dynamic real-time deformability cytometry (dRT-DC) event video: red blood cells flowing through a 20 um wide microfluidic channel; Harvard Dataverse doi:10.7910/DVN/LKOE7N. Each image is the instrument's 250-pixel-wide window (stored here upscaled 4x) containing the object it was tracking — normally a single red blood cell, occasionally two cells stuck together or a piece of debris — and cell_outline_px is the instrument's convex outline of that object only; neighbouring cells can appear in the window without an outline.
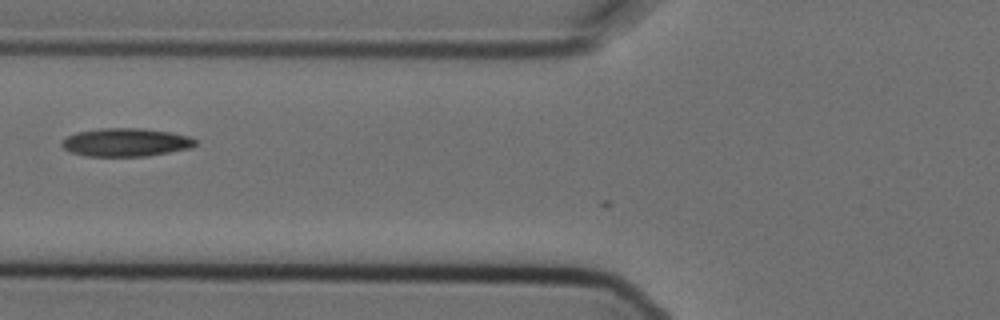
{"species": "Egyptian fruit bat (a non-hibernating species)", "species_latin": "Rousettus aegyptiacus", "temperature_condition": "cold", "stored_images_in_passage": 5, "camera_frame_rate_fps": 3000, "um_per_image_px": 0.085, "animal": {"sex": "female"}, "frame": {"image": 1, "passage_image": 5, "time_ms": 1.333, "image_size_px": [1000, 320], "cell_outline_px": [[196, 144], [188, 148], [148, 156], [84, 156], [72, 152], [64, 148], [60, 144], [60, 140], [76, 132], [100, 128], [140, 128], [172, 132], [188, 136], [196, 140]], "centroid_in_image_um": [10.65, 12.09], "position_along_channel_um": 115.1, "area_um2": 21.96}}